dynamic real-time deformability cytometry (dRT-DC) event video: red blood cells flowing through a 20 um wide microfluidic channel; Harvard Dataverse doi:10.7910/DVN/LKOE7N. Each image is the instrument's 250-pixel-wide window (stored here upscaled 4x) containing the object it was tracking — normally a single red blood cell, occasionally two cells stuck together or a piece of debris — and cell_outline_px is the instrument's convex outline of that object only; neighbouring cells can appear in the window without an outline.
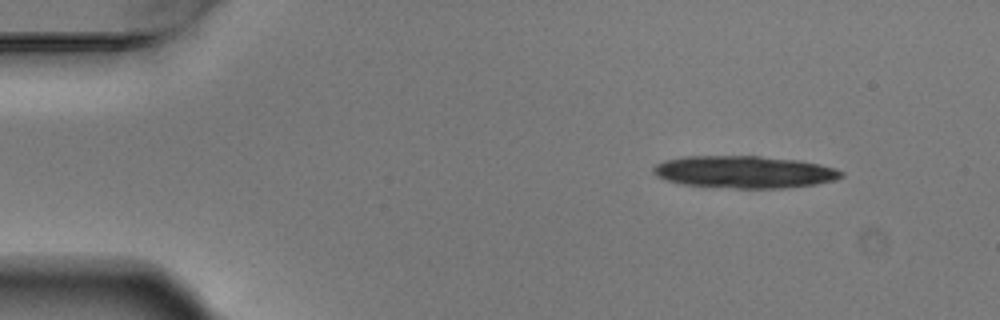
{"species": "Egyptian fruit bat (a non-hibernating species)", "species_latin": "Rousettus aegyptiacus", "temperature_condition": "warm", "stored_images_in_passage": 4, "camera_frame_rate_fps": 3000, "um_per_image_px": 0.085, "animal": {"sex": "male"}, "frame": {"image": 1, "passage_image": 1, "time_ms": 0.0, "image_size_px": [1000, 320], "cell_outline_px": [[844, 176], [836, 180], [816, 184], [788, 188], [736, 188], [680, 184], [656, 176], [652, 172], [652, 168], [656, 164], [664, 160], [684, 156], [760, 156], [800, 160], [820, 164], [836, 168], [844, 172]], "centroid_in_image_um": [63.3, 14.61], "position_along_channel_um": 21.7, "area_um2": 35.6}}